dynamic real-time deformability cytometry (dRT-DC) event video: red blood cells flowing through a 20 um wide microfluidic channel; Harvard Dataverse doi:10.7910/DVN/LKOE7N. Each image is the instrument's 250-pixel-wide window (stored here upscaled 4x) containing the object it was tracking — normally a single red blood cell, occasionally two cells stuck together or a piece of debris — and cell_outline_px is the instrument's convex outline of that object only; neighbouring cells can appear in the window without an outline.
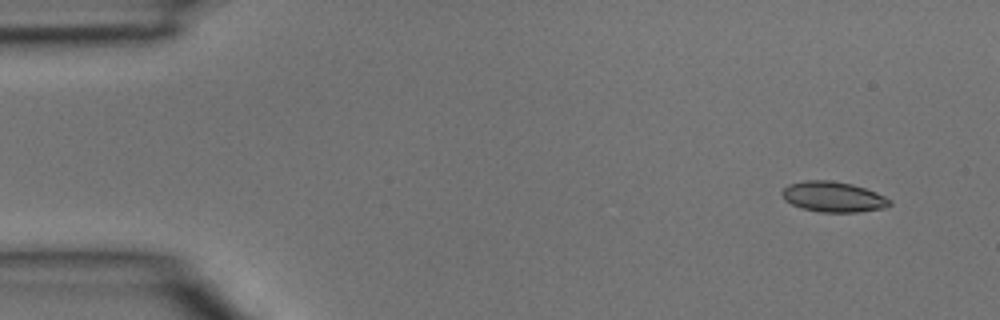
{"species": "common noctule bat (a hibernating species)", "species_latin": "Nyctalus noctula", "temperature_condition": "room temperature", "stored_images_in_passage": 3, "camera_frame_rate_fps": 3000, "um_per_image_px": 0.085, "animal": {"sex": "male", "body_mass_g": 15.6}, "frame": {"image": 1, "passage_image": 1, "time_ms": 0.0, "image_size_px": [1000, 320], "cell_outline_px": [[892, 204], [884, 208], [856, 212], [820, 212], [804, 208], [792, 204], [784, 200], [780, 192], [788, 184], [804, 180], [832, 180], [852, 184], [876, 192], [892, 200]], "centroid_in_image_um": [70.82, 16.72], "position_along_channel_um": 14.2, "area_um2": 19.13}}